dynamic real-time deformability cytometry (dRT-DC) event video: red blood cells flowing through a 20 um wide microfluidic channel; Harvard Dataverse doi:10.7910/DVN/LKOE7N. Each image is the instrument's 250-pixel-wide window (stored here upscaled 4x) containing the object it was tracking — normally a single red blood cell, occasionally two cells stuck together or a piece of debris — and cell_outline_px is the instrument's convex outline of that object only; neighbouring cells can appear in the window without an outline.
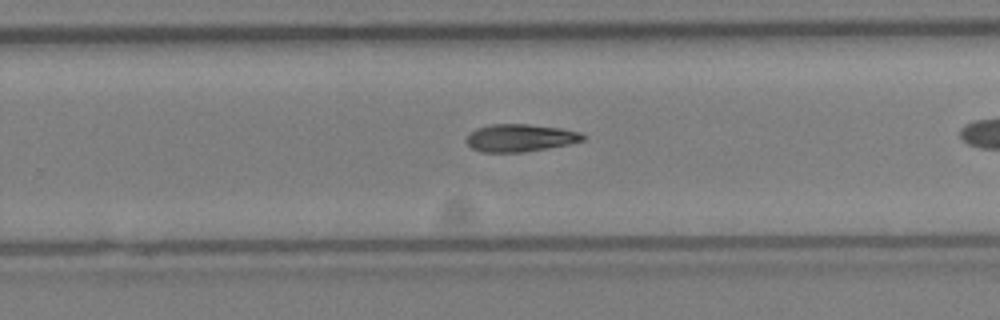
{"species": "Egyptian fruit bat (a non-hibernating species)", "species_latin": "Rousettus aegyptiacus", "temperature_condition": "cold", "stored_images_in_passage": 22, "camera_frame_rate_fps": 3000, "um_per_image_px": 0.085, "animal": {"sex": "female"}, "frame": {"image": 1, "passage_image": 16, "time_ms": 5.0, "image_size_px": [1000, 320], "cell_outline_px": [[588, 136], [584, 140], [568, 144], [524, 152], [480, 152], [472, 148], [464, 140], [476, 128], [492, 124], [528, 124], [560, 128], [580, 132]], "centroid_in_image_um": [44.22, 11.72], "position_along_channel_um": 285.6, "area_um2": 18.67}}